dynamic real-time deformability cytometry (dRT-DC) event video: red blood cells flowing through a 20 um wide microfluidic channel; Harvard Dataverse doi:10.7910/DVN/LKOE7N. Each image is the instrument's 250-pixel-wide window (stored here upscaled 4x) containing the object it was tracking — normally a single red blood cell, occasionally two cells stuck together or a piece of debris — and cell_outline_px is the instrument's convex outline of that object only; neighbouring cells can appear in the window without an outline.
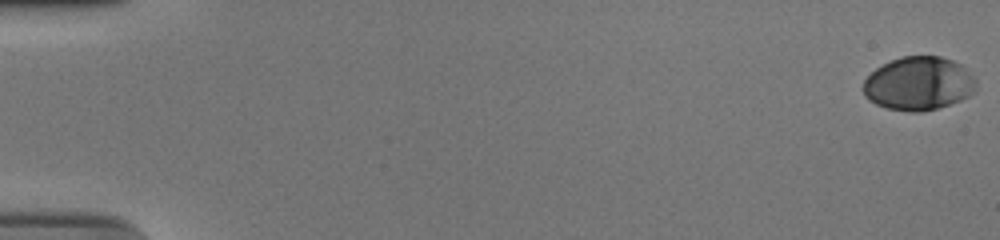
{"species": "human", "species_latin": "Homo sapiens", "temperature_condition": "cold", "stored_images_in_passage": 56, "camera_frame_rate_fps": 3000, "um_per_image_px": 0.085, "donor": {"sex": "male"}, "frame": {"image": 1, "passage_image": 1, "time_ms": 0.0, "image_size_px": [1000, 240], "cell_outline_px": [[976, 92], [960, 100], [936, 108], [920, 112], [908, 112], [888, 108], [876, 104], [868, 100], [864, 96], [864, 80], [876, 68], [900, 56], [940, 56], [952, 60], [960, 64], [976, 80]], "centroid_in_image_um": [78.08, 7.1], "position_along_channel_um": 6.9, "area_um2": 35.08}}
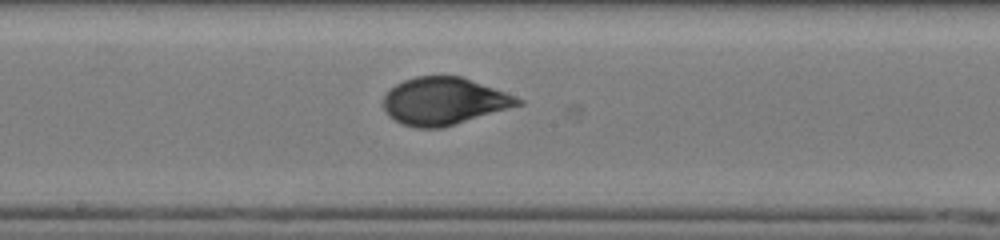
{"frame": {"image": 2, "passage_image": 32, "time_ms": 10.333, "image_size_px": [1000, 240], "cell_outline_px": [[524, 104], [444, 128], [416, 128], [400, 124], [388, 116], [384, 112], [384, 96], [396, 84], [404, 80], [416, 76], [460, 76], [504, 92], [524, 100]], "centroid_in_image_um": [37.72, 8.62], "position_along_channel_um": 210.5, "area_um2": 37.17}}
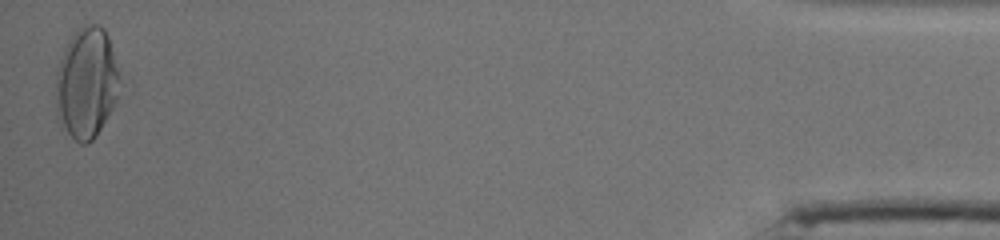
{"frame": {"image": 3, "passage_image": 56, "time_ms": 18.333, "image_size_px": [1000, 240], "cell_outline_px": [[120, 80], [116, 100], [112, 108], [96, 136], [88, 144], [80, 144], [60, 128], [56, 120], [56, 72], [64, 48], [72, 36], [80, 28], [92, 24], [100, 24], [104, 28], [108, 36], [120, 76]], "centroid_in_image_um": [7.33, 7.11], "position_along_channel_um": 427.9, "area_um2": 41.44}, "authors_computed_cell_mechanics": {"area_um2": 36.1828, "velocity_mm_per_s": 3.7415, "shape_relaxation_time_tau1_ms": 4.3923, "shape_relaxation_time_tau2_ms": null, "deformation_change_tau1": 0.1756, "deformation_change_tau2": null}}